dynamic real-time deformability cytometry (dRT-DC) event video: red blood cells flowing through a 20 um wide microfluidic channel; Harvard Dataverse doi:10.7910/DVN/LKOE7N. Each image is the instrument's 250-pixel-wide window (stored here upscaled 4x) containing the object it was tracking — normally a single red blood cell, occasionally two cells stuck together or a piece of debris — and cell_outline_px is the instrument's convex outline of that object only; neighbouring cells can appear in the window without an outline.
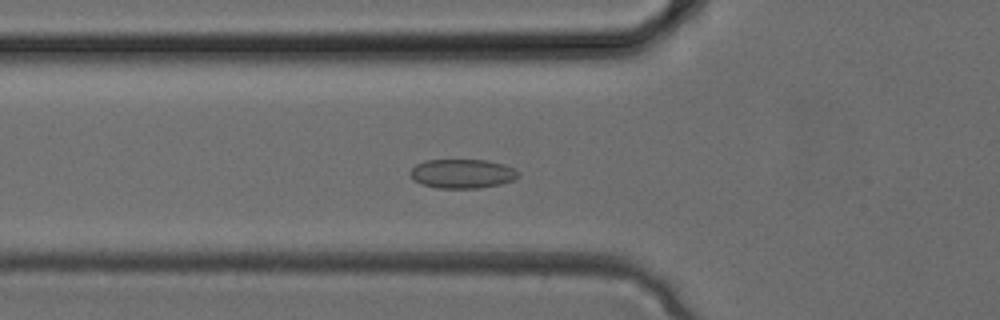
{"species": "common noctule bat (a hibernating species)", "species_latin": "Nyctalus noctula", "temperature_condition": "cold", "stored_images_in_passage": 34, "camera_frame_rate_fps": 3000, "um_per_image_px": 0.085, "animal": {"sex": "female", "body_mass_g": 24.6, "forearm_length_mm": 56.2}, "frame": {"image": 1, "passage_image": 12, "time_ms": 3.667, "image_size_px": [1000, 320], "cell_outline_px": [[520, 176], [512, 180], [500, 184], [476, 188], [436, 188], [420, 184], [408, 172], [416, 164], [424, 160], [488, 160], [504, 164], [516, 168], [520, 172]], "centroid_in_image_um": [39.32, 14.75], "position_along_channel_um": 86.5, "area_um2": 18.5}}
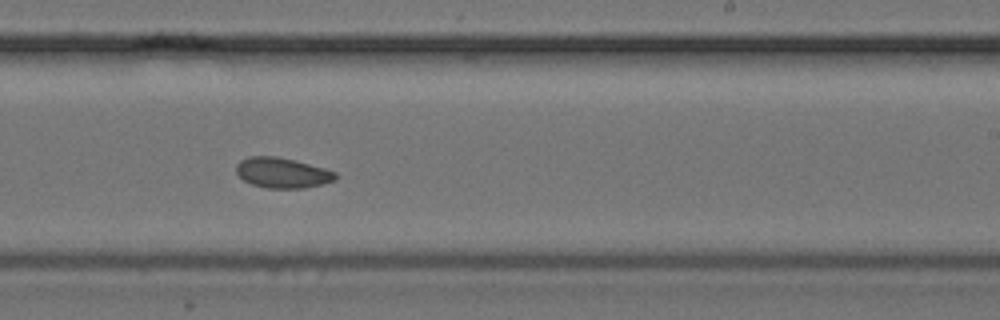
{"frame": {"image": 2, "passage_image": 21, "time_ms": 6.667, "image_size_px": [1000, 320], "cell_outline_px": [[336, 180], [304, 188], [268, 188], [252, 184], [244, 180], [236, 172], [236, 164], [240, 160], [248, 156], [276, 156], [324, 168], [336, 172]], "centroid_in_image_um": [23.97, 14.68], "position_along_channel_um": 265.0, "area_um2": 17.34}}
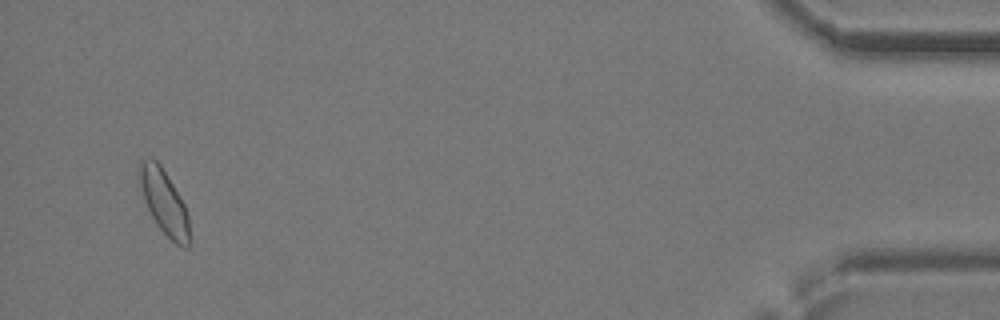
{"frame": {"image": 3, "passage_image": 33, "time_ms": 10.667, "image_size_px": [1000, 320], "cell_outline_px": [[192, 240], [188, 248], [184, 248], [176, 244], [156, 224], [144, 200], [136, 172], [140, 160], [148, 156], [156, 160], [160, 164], [184, 204], [188, 216]], "centroid_in_image_um": [13.94, 17.17], "position_along_channel_um": 421.3, "area_um2": 19.07}}